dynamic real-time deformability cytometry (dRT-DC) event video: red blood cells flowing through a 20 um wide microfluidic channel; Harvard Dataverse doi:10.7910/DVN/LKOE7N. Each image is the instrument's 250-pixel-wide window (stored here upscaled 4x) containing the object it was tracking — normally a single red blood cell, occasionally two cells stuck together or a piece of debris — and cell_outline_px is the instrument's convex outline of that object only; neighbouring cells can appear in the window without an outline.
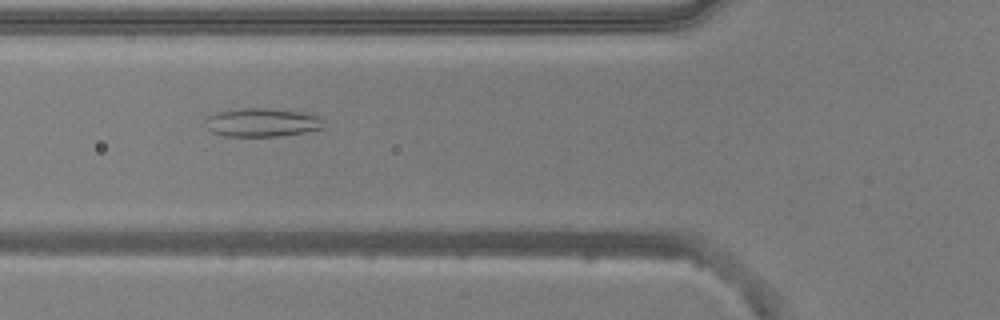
{"species": "common noctule bat (a hibernating species)", "species_latin": "Nyctalus noctula", "temperature_condition": "warm", "stored_images_in_passage": 51, "camera_frame_rate_fps": 3000, "um_per_image_px": 0.085, "animal": {"sex": "male", "body_mass_g": 20.5, "forearm_length_mm": 52.5}, "frame": {"image": 1, "passage_image": 18, "time_ms": 5.667, "image_size_px": [1000, 320], "cell_outline_px": [[328, 128], [280, 136], [228, 136], [212, 132], [208, 128], [204, 120], [208, 116], [216, 112], [244, 108], [268, 108], [300, 112], [320, 116], [324, 120]], "centroid_in_image_um": [22.34, 10.41], "position_along_channel_um": 103.5, "area_um2": 19.83}}
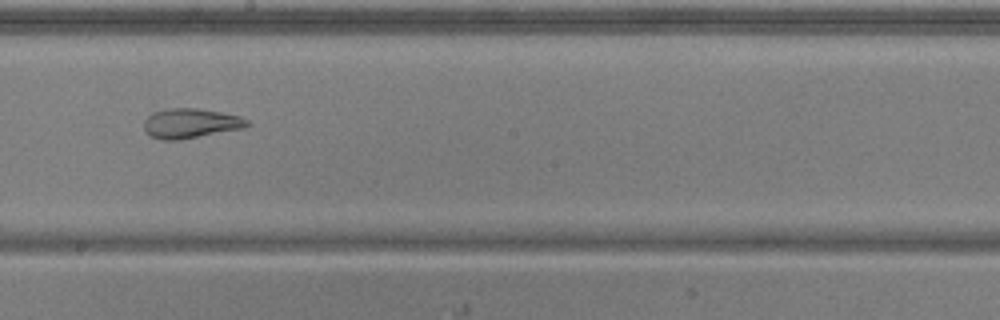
{"frame": {"image": 2, "passage_image": 28, "time_ms": 9.0, "image_size_px": [1000, 320], "cell_outline_px": [[252, 124], [244, 128], [180, 140], [160, 140], [152, 136], [144, 128], [144, 120], [152, 112], [168, 108], [200, 108], [240, 116], [248, 120]], "centroid_in_image_um": [16.22, 10.48], "position_along_channel_um": 232.0, "area_um2": 17.98}}
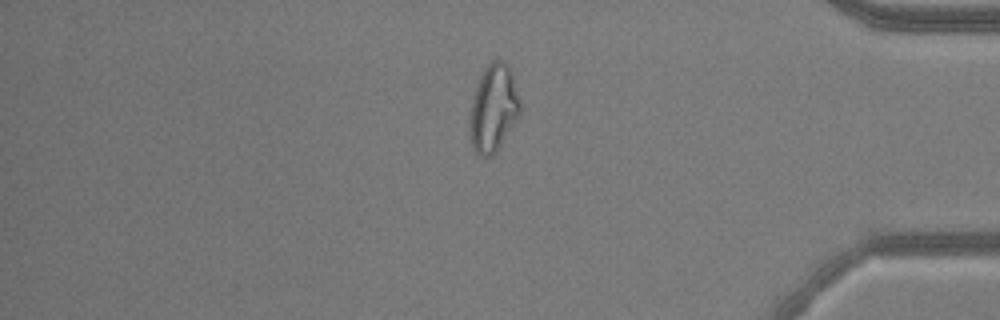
{"frame": {"image": 3, "passage_image": 43, "time_ms": 14.0, "image_size_px": [1000, 320], "cell_outline_px": [[520, 112], [492, 156], [476, 156], [472, 148], [468, 124], [472, 100], [480, 76], [484, 68], [492, 60], [504, 60], [508, 64], [512, 72], [520, 100]], "centroid_in_image_um": [41.91, 9.18], "position_along_channel_um": 393.3, "area_um2": 25.43}, "authors_computed_cell_mechanics": {"area_um2": 24.6228, "velocity_mm_per_s": 3.8406, "shape_relaxation_time_tau1_ms": null, "shape_relaxation_time_tau2_ms": 2.3208, "deformation_change_tau1": null, "deformation_change_tau2": 0.1037}}